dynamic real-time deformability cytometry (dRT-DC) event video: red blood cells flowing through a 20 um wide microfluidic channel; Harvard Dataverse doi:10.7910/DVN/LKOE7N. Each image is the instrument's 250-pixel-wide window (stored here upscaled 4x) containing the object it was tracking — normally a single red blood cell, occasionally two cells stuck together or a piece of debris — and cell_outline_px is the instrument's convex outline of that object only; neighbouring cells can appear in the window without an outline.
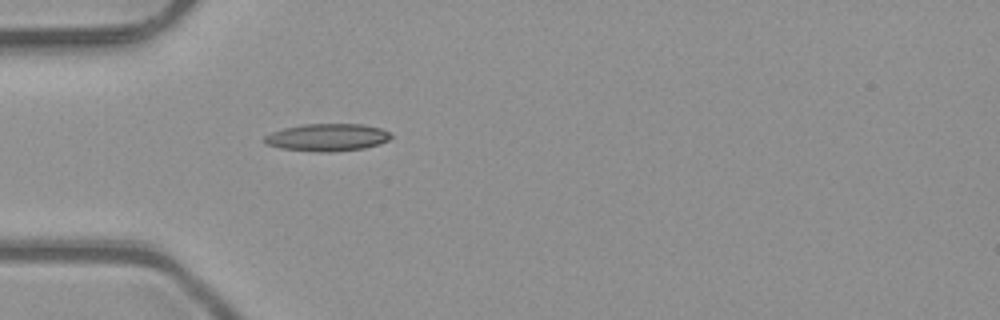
{"species": "common noctule bat (a hibernating species)", "species_latin": "Nyctalus noctula", "temperature_condition": "room temperature", "stored_images_in_passage": 5, "camera_frame_rate_fps": 3000, "um_per_image_px": 0.085, "animal": {"sex": "male", "body_mass_g": 23.1, "forearm_length_mm": 52.7}, "frame": {"image": 1, "passage_image": 5, "time_ms": 1.333, "image_size_px": [1000, 320], "cell_outline_px": [[392, 136], [388, 140], [380, 144], [364, 148], [332, 152], [320, 152], [280, 148], [264, 144], [264, 136], [272, 132], [284, 128], [304, 124], [364, 124], [380, 128], [392, 132]], "centroid_in_image_um": [27.84, 11.67], "position_along_channel_um": 57.2, "area_um2": 20.35}}